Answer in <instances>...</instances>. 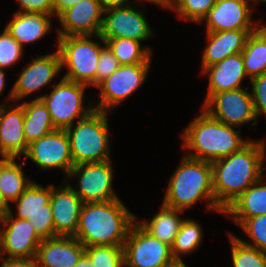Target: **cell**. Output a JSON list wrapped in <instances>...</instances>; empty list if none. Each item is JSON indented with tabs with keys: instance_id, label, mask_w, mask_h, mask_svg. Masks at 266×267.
Instances as JSON below:
<instances>
[{
	"instance_id": "cell-33",
	"label": "cell",
	"mask_w": 266,
	"mask_h": 267,
	"mask_svg": "<svg viewBox=\"0 0 266 267\" xmlns=\"http://www.w3.org/2000/svg\"><path fill=\"white\" fill-rule=\"evenodd\" d=\"M93 267H124L123 246L99 245L85 249Z\"/></svg>"
},
{
	"instance_id": "cell-13",
	"label": "cell",
	"mask_w": 266,
	"mask_h": 267,
	"mask_svg": "<svg viewBox=\"0 0 266 267\" xmlns=\"http://www.w3.org/2000/svg\"><path fill=\"white\" fill-rule=\"evenodd\" d=\"M131 4L104 11L100 37L102 39L129 38L139 42L154 36L143 11H137Z\"/></svg>"
},
{
	"instance_id": "cell-29",
	"label": "cell",
	"mask_w": 266,
	"mask_h": 267,
	"mask_svg": "<svg viewBox=\"0 0 266 267\" xmlns=\"http://www.w3.org/2000/svg\"><path fill=\"white\" fill-rule=\"evenodd\" d=\"M50 196L51 185L44 188L33 181L13 202L17 205V218L28 219L33 214L52 213Z\"/></svg>"
},
{
	"instance_id": "cell-5",
	"label": "cell",
	"mask_w": 266,
	"mask_h": 267,
	"mask_svg": "<svg viewBox=\"0 0 266 267\" xmlns=\"http://www.w3.org/2000/svg\"><path fill=\"white\" fill-rule=\"evenodd\" d=\"M108 114L95 109L66 129L74 166L110 160Z\"/></svg>"
},
{
	"instance_id": "cell-18",
	"label": "cell",
	"mask_w": 266,
	"mask_h": 267,
	"mask_svg": "<svg viewBox=\"0 0 266 267\" xmlns=\"http://www.w3.org/2000/svg\"><path fill=\"white\" fill-rule=\"evenodd\" d=\"M103 13L98 0H81L58 16L61 29L57 36L99 35Z\"/></svg>"
},
{
	"instance_id": "cell-24",
	"label": "cell",
	"mask_w": 266,
	"mask_h": 267,
	"mask_svg": "<svg viewBox=\"0 0 266 267\" xmlns=\"http://www.w3.org/2000/svg\"><path fill=\"white\" fill-rule=\"evenodd\" d=\"M53 16L42 13H14L6 25L9 34L23 47L41 39L52 28Z\"/></svg>"
},
{
	"instance_id": "cell-9",
	"label": "cell",
	"mask_w": 266,
	"mask_h": 267,
	"mask_svg": "<svg viewBox=\"0 0 266 267\" xmlns=\"http://www.w3.org/2000/svg\"><path fill=\"white\" fill-rule=\"evenodd\" d=\"M78 178L75 193L87 204H104L118 199L112 189L113 168L110 160L75 165L67 178Z\"/></svg>"
},
{
	"instance_id": "cell-25",
	"label": "cell",
	"mask_w": 266,
	"mask_h": 267,
	"mask_svg": "<svg viewBox=\"0 0 266 267\" xmlns=\"http://www.w3.org/2000/svg\"><path fill=\"white\" fill-rule=\"evenodd\" d=\"M21 105L24 108V135L28 144L56 129L42 99L34 98L31 102H22Z\"/></svg>"
},
{
	"instance_id": "cell-32",
	"label": "cell",
	"mask_w": 266,
	"mask_h": 267,
	"mask_svg": "<svg viewBox=\"0 0 266 267\" xmlns=\"http://www.w3.org/2000/svg\"><path fill=\"white\" fill-rule=\"evenodd\" d=\"M233 267H266V252L242 243L229 234Z\"/></svg>"
},
{
	"instance_id": "cell-45",
	"label": "cell",
	"mask_w": 266,
	"mask_h": 267,
	"mask_svg": "<svg viewBox=\"0 0 266 267\" xmlns=\"http://www.w3.org/2000/svg\"><path fill=\"white\" fill-rule=\"evenodd\" d=\"M141 1V0H137ZM145 2H150L151 4L154 3L156 6H162L164 8H171L173 0H144Z\"/></svg>"
},
{
	"instance_id": "cell-36",
	"label": "cell",
	"mask_w": 266,
	"mask_h": 267,
	"mask_svg": "<svg viewBox=\"0 0 266 267\" xmlns=\"http://www.w3.org/2000/svg\"><path fill=\"white\" fill-rule=\"evenodd\" d=\"M24 47H22L10 34L4 29L0 34V68L15 65L23 55Z\"/></svg>"
},
{
	"instance_id": "cell-14",
	"label": "cell",
	"mask_w": 266,
	"mask_h": 267,
	"mask_svg": "<svg viewBox=\"0 0 266 267\" xmlns=\"http://www.w3.org/2000/svg\"><path fill=\"white\" fill-rule=\"evenodd\" d=\"M0 260L6 258H32L43 240L27 219L13 216L12 211L0 222ZM3 230V231H2Z\"/></svg>"
},
{
	"instance_id": "cell-16",
	"label": "cell",
	"mask_w": 266,
	"mask_h": 267,
	"mask_svg": "<svg viewBox=\"0 0 266 267\" xmlns=\"http://www.w3.org/2000/svg\"><path fill=\"white\" fill-rule=\"evenodd\" d=\"M252 9L245 0H217L201 22L206 32L256 30L259 22L252 21Z\"/></svg>"
},
{
	"instance_id": "cell-28",
	"label": "cell",
	"mask_w": 266,
	"mask_h": 267,
	"mask_svg": "<svg viewBox=\"0 0 266 267\" xmlns=\"http://www.w3.org/2000/svg\"><path fill=\"white\" fill-rule=\"evenodd\" d=\"M242 58L248 78L266 73V26L258 27L250 33Z\"/></svg>"
},
{
	"instance_id": "cell-38",
	"label": "cell",
	"mask_w": 266,
	"mask_h": 267,
	"mask_svg": "<svg viewBox=\"0 0 266 267\" xmlns=\"http://www.w3.org/2000/svg\"><path fill=\"white\" fill-rule=\"evenodd\" d=\"M250 84L252 86L251 96L254 103V111L258 119L260 114L266 116V73L250 79Z\"/></svg>"
},
{
	"instance_id": "cell-23",
	"label": "cell",
	"mask_w": 266,
	"mask_h": 267,
	"mask_svg": "<svg viewBox=\"0 0 266 267\" xmlns=\"http://www.w3.org/2000/svg\"><path fill=\"white\" fill-rule=\"evenodd\" d=\"M263 179L253 183L224 210L238 226L246 219L266 214V185Z\"/></svg>"
},
{
	"instance_id": "cell-34",
	"label": "cell",
	"mask_w": 266,
	"mask_h": 267,
	"mask_svg": "<svg viewBox=\"0 0 266 267\" xmlns=\"http://www.w3.org/2000/svg\"><path fill=\"white\" fill-rule=\"evenodd\" d=\"M217 0H173L171 10L186 20L201 23Z\"/></svg>"
},
{
	"instance_id": "cell-35",
	"label": "cell",
	"mask_w": 266,
	"mask_h": 267,
	"mask_svg": "<svg viewBox=\"0 0 266 267\" xmlns=\"http://www.w3.org/2000/svg\"><path fill=\"white\" fill-rule=\"evenodd\" d=\"M240 228L244 230L253 244L238 238L242 243L266 252V214L246 219Z\"/></svg>"
},
{
	"instance_id": "cell-49",
	"label": "cell",
	"mask_w": 266,
	"mask_h": 267,
	"mask_svg": "<svg viewBox=\"0 0 266 267\" xmlns=\"http://www.w3.org/2000/svg\"><path fill=\"white\" fill-rule=\"evenodd\" d=\"M175 267H187L185 263H178Z\"/></svg>"
},
{
	"instance_id": "cell-48",
	"label": "cell",
	"mask_w": 266,
	"mask_h": 267,
	"mask_svg": "<svg viewBox=\"0 0 266 267\" xmlns=\"http://www.w3.org/2000/svg\"><path fill=\"white\" fill-rule=\"evenodd\" d=\"M245 1H246V3L249 5V1H252V0H245ZM255 1H256V2H258V1L261 2V1H262L263 3L266 2V0H253L252 2H255Z\"/></svg>"
},
{
	"instance_id": "cell-22",
	"label": "cell",
	"mask_w": 266,
	"mask_h": 267,
	"mask_svg": "<svg viewBox=\"0 0 266 267\" xmlns=\"http://www.w3.org/2000/svg\"><path fill=\"white\" fill-rule=\"evenodd\" d=\"M254 30H227L206 32L208 44L202 54V70L228 56L242 53L248 36Z\"/></svg>"
},
{
	"instance_id": "cell-44",
	"label": "cell",
	"mask_w": 266,
	"mask_h": 267,
	"mask_svg": "<svg viewBox=\"0 0 266 267\" xmlns=\"http://www.w3.org/2000/svg\"><path fill=\"white\" fill-rule=\"evenodd\" d=\"M9 202L0 194V222L10 213Z\"/></svg>"
},
{
	"instance_id": "cell-17",
	"label": "cell",
	"mask_w": 266,
	"mask_h": 267,
	"mask_svg": "<svg viewBox=\"0 0 266 267\" xmlns=\"http://www.w3.org/2000/svg\"><path fill=\"white\" fill-rule=\"evenodd\" d=\"M66 182L63 186L51 184L50 206L55 233L58 236H74L79 226V218L84 202ZM68 183V184H67Z\"/></svg>"
},
{
	"instance_id": "cell-3",
	"label": "cell",
	"mask_w": 266,
	"mask_h": 267,
	"mask_svg": "<svg viewBox=\"0 0 266 267\" xmlns=\"http://www.w3.org/2000/svg\"><path fill=\"white\" fill-rule=\"evenodd\" d=\"M201 111L181 134L182 146L192 150L185 156L213 162L240 150L250 141L240 136L239 129L236 131L233 126L212 118L203 109Z\"/></svg>"
},
{
	"instance_id": "cell-15",
	"label": "cell",
	"mask_w": 266,
	"mask_h": 267,
	"mask_svg": "<svg viewBox=\"0 0 266 267\" xmlns=\"http://www.w3.org/2000/svg\"><path fill=\"white\" fill-rule=\"evenodd\" d=\"M24 68L17 81L11 89L8 101L23 100L27 95L41 89L58 76L62 70L61 58L58 50L56 52L37 56Z\"/></svg>"
},
{
	"instance_id": "cell-4",
	"label": "cell",
	"mask_w": 266,
	"mask_h": 267,
	"mask_svg": "<svg viewBox=\"0 0 266 267\" xmlns=\"http://www.w3.org/2000/svg\"><path fill=\"white\" fill-rule=\"evenodd\" d=\"M212 177L211 162L183 156L170 177L162 204L184 212L206 199L207 209L223 213L215 201Z\"/></svg>"
},
{
	"instance_id": "cell-21",
	"label": "cell",
	"mask_w": 266,
	"mask_h": 267,
	"mask_svg": "<svg viewBox=\"0 0 266 267\" xmlns=\"http://www.w3.org/2000/svg\"><path fill=\"white\" fill-rule=\"evenodd\" d=\"M202 74H207L209 79L205 102L213 94L242 88L241 82L247 76L242 53L228 56L222 61L204 68Z\"/></svg>"
},
{
	"instance_id": "cell-19",
	"label": "cell",
	"mask_w": 266,
	"mask_h": 267,
	"mask_svg": "<svg viewBox=\"0 0 266 267\" xmlns=\"http://www.w3.org/2000/svg\"><path fill=\"white\" fill-rule=\"evenodd\" d=\"M9 107L0 104V157L17 159L25 155L29 145L24 135V108L17 103Z\"/></svg>"
},
{
	"instance_id": "cell-39",
	"label": "cell",
	"mask_w": 266,
	"mask_h": 267,
	"mask_svg": "<svg viewBox=\"0 0 266 267\" xmlns=\"http://www.w3.org/2000/svg\"><path fill=\"white\" fill-rule=\"evenodd\" d=\"M27 220L42 239L58 236L55 233L52 213L33 214Z\"/></svg>"
},
{
	"instance_id": "cell-41",
	"label": "cell",
	"mask_w": 266,
	"mask_h": 267,
	"mask_svg": "<svg viewBox=\"0 0 266 267\" xmlns=\"http://www.w3.org/2000/svg\"><path fill=\"white\" fill-rule=\"evenodd\" d=\"M0 267H38V264L35 257L5 258Z\"/></svg>"
},
{
	"instance_id": "cell-47",
	"label": "cell",
	"mask_w": 266,
	"mask_h": 267,
	"mask_svg": "<svg viewBox=\"0 0 266 267\" xmlns=\"http://www.w3.org/2000/svg\"><path fill=\"white\" fill-rule=\"evenodd\" d=\"M5 72L3 68H0V95H2L5 87Z\"/></svg>"
},
{
	"instance_id": "cell-31",
	"label": "cell",
	"mask_w": 266,
	"mask_h": 267,
	"mask_svg": "<svg viewBox=\"0 0 266 267\" xmlns=\"http://www.w3.org/2000/svg\"><path fill=\"white\" fill-rule=\"evenodd\" d=\"M202 237L203 231L201 225L192 219H184L171 246L172 256L176 262L184 263L180 255L190 254L197 249L203 239Z\"/></svg>"
},
{
	"instance_id": "cell-43",
	"label": "cell",
	"mask_w": 266,
	"mask_h": 267,
	"mask_svg": "<svg viewBox=\"0 0 266 267\" xmlns=\"http://www.w3.org/2000/svg\"><path fill=\"white\" fill-rule=\"evenodd\" d=\"M98 2L100 7L104 11L110 8H116L131 4L130 0H98Z\"/></svg>"
},
{
	"instance_id": "cell-20",
	"label": "cell",
	"mask_w": 266,
	"mask_h": 267,
	"mask_svg": "<svg viewBox=\"0 0 266 267\" xmlns=\"http://www.w3.org/2000/svg\"><path fill=\"white\" fill-rule=\"evenodd\" d=\"M85 249L74 236H57L43 239L35 258L38 267H74Z\"/></svg>"
},
{
	"instance_id": "cell-37",
	"label": "cell",
	"mask_w": 266,
	"mask_h": 267,
	"mask_svg": "<svg viewBox=\"0 0 266 267\" xmlns=\"http://www.w3.org/2000/svg\"><path fill=\"white\" fill-rule=\"evenodd\" d=\"M95 37L100 39V41L104 45L100 51L98 68L96 71V86H97L102 80L113 74L120 67V64L117 58L114 56L112 50L108 47V45L100 37V35H95Z\"/></svg>"
},
{
	"instance_id": "cell-27",
	"label": "cell",
	"mask_w": 266,
	"mask_h": 267,
	"mask_svg": "<svg viewBox=\"0 0 266 267\" xmlns=\"http://www.w3.org/2000/svg\"><path fill=\"white\" fill-rule=\"evenodd\" d=\"M24 161L19 165L15 158H0V194L9 202H14L33 180L27 179L22 171Z\"/></svg>"
},
{
	"instance_id": "cell-6",
	"label": "cell",
	"mask_w": 266,
	"mask_h": 267,
	"mask_svg": "<svg viewBox=\"0 0 266 267\" xmlns=\"http://www.w3.org/2000/svg\"><path fill=\"white\" fill-rule=\"evenodd\" d=\"M92 35L58 36V52L61 66L68 67V72L62 77L66 80L96 86V71L101 51L98 42L90 40Z\"/></svg>"
},
{
	"instance_id": "cell-40",
	"label": "cell",
	"mask_w": 266,
	"mask_h": 267,
	"mask_svg": "<svg viewBox=\"0 0 266 267\" xmlns=\"http://www.w3.org/2000/svg\"><path fill=\"white\" fill-rule=\"evenodd\" d=\"M20 9L15 13H42L53 16L52 0H16Z\"/></svg>"
},
{
	"instance_id": "cell-11",
	"label": "cell",
	"mask_w": 266,
	"mask_h": 267,
	"mask_svg": "<svg viewBox=\"0 0 266 267\" xmlns=\"http://www.w3.org/2000/svg\"><path fill=\"white\" fill-rule=\"evenodd\" d=\"M201 108L212 118L234 128L251 121L252 126L257 124L251 92L243 88L213 94Z\"/></svg>"
},
{
	"instance_id": "cell-10",
	"label": "cell",
	"mask_w": 266,
	"mask_h": 267,
	"mask_svg": "<svg viewBox=\"0 0 266 267\" xmlns=\"http://www.w3.org/2000/svg\"><path fill=\"white\" fill-rule=\"evenodd\" d=\"M151 63L120 65L109 77L96 87L100 88L96 110L109 112L135 93L144 83Z\"/></svg>"
},
{
	"instance_id": "cell-42",
	"label": "cell",
	"mask_w": 266,
	"mask_h": 267,
	"mask_svg": "<svg viewBox=\"0 0 266 267\" xmlns=\"http://www.w3.org/2000/svg\"><path fill=\"white\" fill-rule=\"evenodd\" d=\"M53 1V16L57 17L66 9L74 6L81 0H52Z\"/></svg>"
},
{
	"instance_id": "cell-1",
	"label": "cell",
	"mask_w": 266,
	"mask_h": 267,
	"mask_svg": "<svg viewBox=\"0 0 266 267\" xmlns=\"http://www.w3.org/2000/svg\"><path fill=\"white\" fill-rule=\"evenodd\" d=\"M265 145L264 140H250L240 150L211 162L214 197L222 210L263 178Z\"/></svg>"
},
{
	"instance_id": "cell-26",
	"label": "cell",
	"mask_w": 266,
	"mask_h": 267,
	"mask_svg": "<svg viewBox=\"0 0 266 267\" xmlns=\"http://www.w3.org/2000/svg\"><path fill=\"white\" fill-rule=\"evenodd\" d=\"M179 213L184 212L162 204L160 211L150 221L143 220L142 222L139 221L138 224L151 236L172 246L184 221V219L180 218Z\"/></svg>"
},
{
	"instance_id": "cell-46",
	"label": "cell",
	"mask_w": 266,
	"mask_h": 267,
	"mask_svg": "<svg viewBox=\"0 0 266 267\" xmlns=\"http://www.w3.org/2000/svg\"><path fill=\"white\" fill-rule=\"evenodd\" d=\"M74 267H93L89 258L84 254Z\"/></svg>"
},
{
	"instance_id": "cell-8",
	"label": "cell",
	"mask_w": 266,
	"mask_h": 267,
	"mask_svg": "<svg viewBox=\"0 0 266 267\" xmlns=\"http://www.w3.org/2000/svg\"><path fill=\"white\" fill-rule=\"evenodd\" d=\"M124 267H175L171 246L151 236L137 221L123 245Z\"/></svg>"
},
{
	"instance_id": "cell-30",
	"label": "cell",
	"mask_w": 266,
	"mask_h": 267,
	"mask_svg": "<svg viewBox=\"0 0 266 267\" xmlns=\"http://www.w3.org/2000/svg\"><path fill=\"white\" fill-rule=\"evenodd\" d=\"M112 50L120 65L151 63L152 51L142 47L139 41L129 38L103 39Z\"/></svg>"
},
{
	"instance_id": "cell-2",
	"label": "cell",
	"mask_w": 266,
	"mask_h": 267,
	"mask_svg": "<svg viewBox=\"0 0 266 267\" xmlns=\"http://www.w3.org/2000/svg\"><path fill=\"white\" fill-rule=\"evenodd\" d=\"M137 219L119 198L104 204L84 203L74 237L85 247L123 246Z\"/></svg>"
},
{
	"instance_id": "cell-12",
	"label": "cell",
	"mask_w": 266,
	"mask_h": 267,
	"mask_svg": "<svg viewBox=\"0 0 266 267\" xmlns=\"http://www.w3.org/2000/svg\"><path fill=\"white\" fill-rule=\"evenodd\" d=\"M25 157L43 170L62 169L66 178L74 167L67 131L63 129H55L31 142Z\"/></svg>"
},
{
	"instance_id": "cell-7",
	"label": "cell",
	"mask_w": 266,
	"mask_h": 267,
	"mask_svg": "<svg viewBox=\"0 0 266 267\" xmlns=\"http://www.w3.org/2000/svg\"><path fill=\"white\" fill-rule=\"evenodd\" d=\"M88 86L61 78L59 83L53 84V90L35 99H42L48 108L51 120L56 129L66 130L78 120L89 115L94 106L83 105V96Z\"/></svg>"
}]
</instances>
